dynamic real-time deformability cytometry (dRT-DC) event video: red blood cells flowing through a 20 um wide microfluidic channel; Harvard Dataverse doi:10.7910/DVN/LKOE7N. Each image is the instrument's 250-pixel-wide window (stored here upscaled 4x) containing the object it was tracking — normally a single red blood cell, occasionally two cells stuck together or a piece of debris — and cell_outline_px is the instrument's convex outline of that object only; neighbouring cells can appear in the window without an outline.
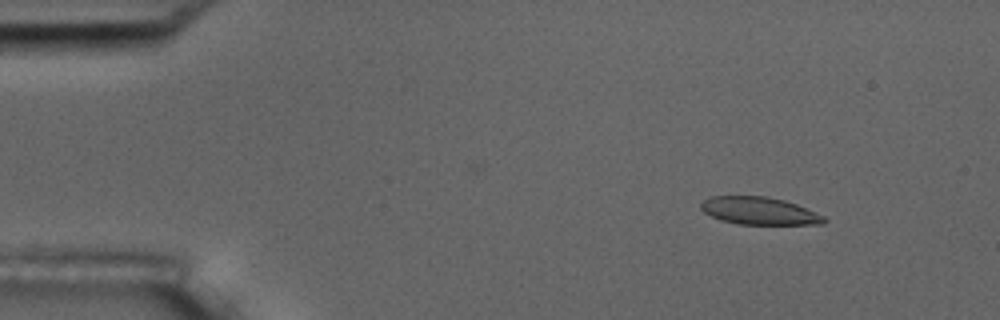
{"species": "common noctule bat (a hibernating species)", "species_latin": "Nyctalus noctula", "temperature_condition": "room temperature", "stored_images_in_passage": 4, "camera_frame_rate_fps": 3000, "um_per_image_px": 0.085, "animal": {"sex": "male", "body_mass_g": 17.5, "forearm_length_mm": 52.3}, "frame": {"image": 1, "passage_image": 1, "time_ms": 0.0, "image_size_px": [1000, 320], "cell_outline_px": [[828, 220], [824, 224], [736, 224], [720, 220], [704, 212], [700, 208], [700, 204], [704, 200], [712, 196], [764, 196], [784, 200], [796, 204], [824, 216]], "centroid_in_image_um": [64.53, 17.93], "position_along_channel_um": 20.5, "area_um2": 19.71}}
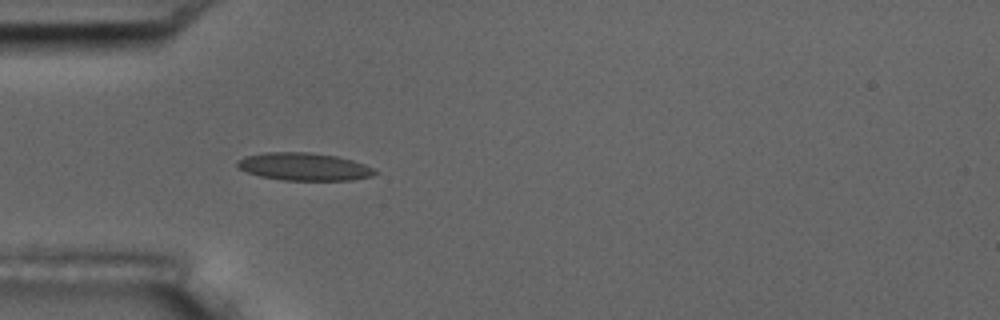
{"frame": {"image": 2, "passage_image": 4, "time_ms": 3.333, "image_size_px": [1000, 320], "cell_outline_px": [[376, 172], [372, 176], [352, 180], [284, 180], [260, 176], [248, 172], [240, 168], [236, 164], [236, 160], [244, 156], [268, 152], [308, 152], [336, 156], [352, 160], [364, 164], [372, 168]], "centroid_in_image_um": [25.82, 14.16], "position_along_channel_um": 59.2, "area_um2": 22.02}}